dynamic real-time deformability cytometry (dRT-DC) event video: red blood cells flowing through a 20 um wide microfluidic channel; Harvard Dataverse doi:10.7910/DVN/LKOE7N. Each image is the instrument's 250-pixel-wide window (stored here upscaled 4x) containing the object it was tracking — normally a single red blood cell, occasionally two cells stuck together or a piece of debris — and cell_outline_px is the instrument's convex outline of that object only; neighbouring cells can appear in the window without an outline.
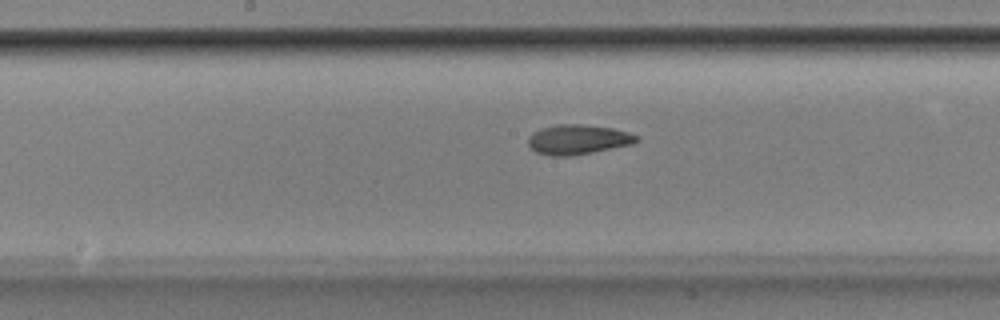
{"species": "Egyptian fruit bat (a non-hibernating species)", "species_latin": "Rousettus aegyptiacus", "temperature_condition": "room temperature", "stored_images_in_passage": 50, "camera_frame_rate_fps": 3000, "um_per_image_px": 0.085, "animal": {"sex": "male"}, "frame": {"image": 1, "passage_image": 27, "time_ms": 8.667, "image_size_px": [1000, 320], "cell_outline_px": [[640, 140], [632, 144], [572, 156], [552, 156], [536, 152], [528, 144], [528, 136], [532, 132], [540, 128], [556, 124], [584, 124], [612, 128], [628, 132], [640, 136]], "centroid_in_image_um": [49.12, 11.85], "position_along_channel_um": 199.1, "area_um2": 18.96}}
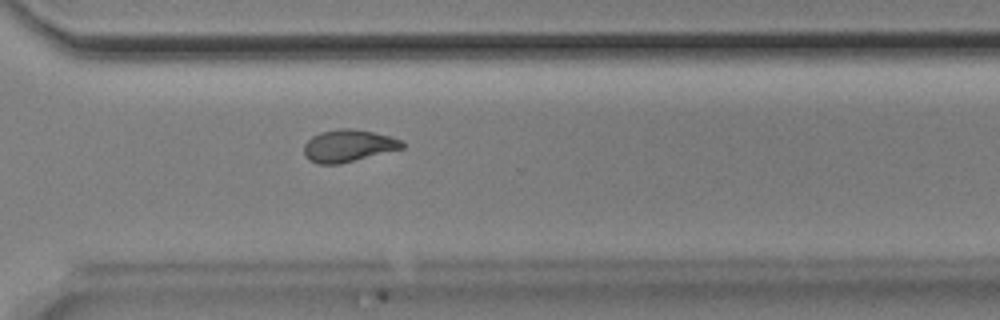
{"frame": {"image": 2, "passage_image": 38, "time_ms": 12.333, "image_size_px": [1000, 320], "cell_outline_px": [[404, 148], [340, 164], [316, 164], [308, 160], [304, 156], [304, 144], [312, 136], [320, 132], [340, 128], [352, 128], [372, 132], [388, 136], [400, 140], [404, 144]], "centroid_in_image_um": [29.56, 12.4], "position_along_channel_um": 341.0, "area_um2": 18.44}}
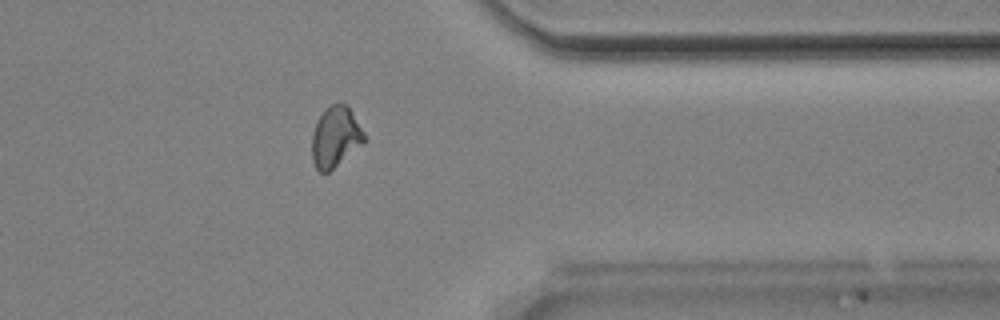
{"frame": {"image": 3, "passage_image": 42, "time_ms": 13.667, "image_size_px": [1000, 320], "cell_outline_px": [[368, 140], [364, 144], [328, 172], [320, 172], [316, 168], [312, 160], [312, 136], [316, 124], [320, 116], [336, 100], [348, 104], [364, 132]], "centroid_in_image_um": [28.56, 11.62], "position_along_channel_um": 382.8, "area_um2": 18.67}}